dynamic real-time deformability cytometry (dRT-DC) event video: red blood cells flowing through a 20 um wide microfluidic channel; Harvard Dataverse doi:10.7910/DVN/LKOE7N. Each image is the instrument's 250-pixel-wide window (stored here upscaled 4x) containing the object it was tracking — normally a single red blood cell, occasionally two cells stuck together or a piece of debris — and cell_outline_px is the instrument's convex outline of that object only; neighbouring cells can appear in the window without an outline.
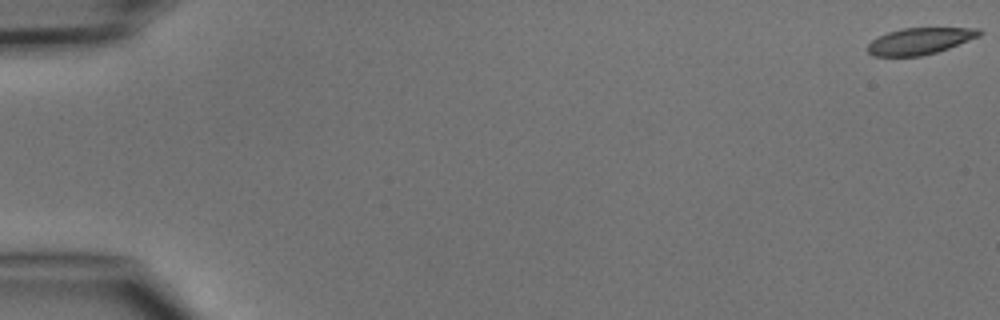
{"species": "common noctule bat (a hibernating species)", "species_latin": "Nyctalus noctula", "temperature_condition": "cold", "stored_images_in_passage": 6, "segment_of_instrument_passage": [1, 2], "camera_frame_rate_fps": 3000, "um_per_image_px": 0.085, "animal": {"sex": "male", "body_mass_g": 15.6}, "frame": {"image": 1, "passage_image": 1, "time_ms": 0.0, "image_size_px": [1000, 320], "cell_outline_px": [[984, 32], [980, 36], [948, 48], [936, 52], [920, 56], [876, 56], [868, 52], [868, 44], [872, 40], [888, 32], [900, 28], [980, 28]], "centroid_in_image_um": [78.21, 3.48], "position_along_channel_um": 6.8, "area_um2": 17.17}}